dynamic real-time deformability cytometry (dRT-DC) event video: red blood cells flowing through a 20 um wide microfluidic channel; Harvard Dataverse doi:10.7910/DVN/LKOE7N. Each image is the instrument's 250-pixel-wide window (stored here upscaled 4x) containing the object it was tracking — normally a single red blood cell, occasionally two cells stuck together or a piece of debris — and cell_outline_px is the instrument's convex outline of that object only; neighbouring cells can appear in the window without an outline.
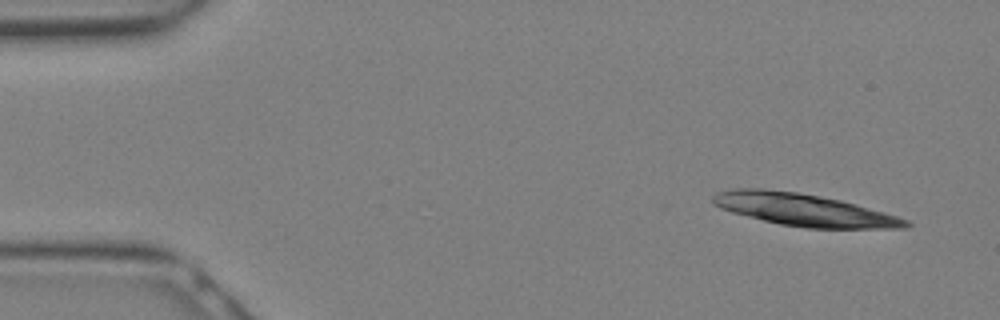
{"species": "Egyptian fruit bat (a non-hibernating species)", "species_latin": "Rousettus aegyptiacus", "temperature_condition": "warm", "stored_images_in_passage": 11, "camera_frame_rate_fps": 3000, "um_per_image_px": 0.085, "animal": {"sex": "female"}, "frame": {"image": 1, "passage_image": 1, "time_ms": 0.0, "image_size_px": [1000, 320], "cell_outline_px": [[912, 224], [904, 228], [808, 228], [780, 224], [732, 212], [720, 208], [712, 204], [712, 196], [716, 192], [732, 188], [764, 188], [796, 192], [820, 196], [840, 200], [856, 204], [884, 212], [908, 220]], "centroid_in_image_um": [68.28, 17.82], "position_along_channel_um": 16.7, "area_um2": 36.13}}
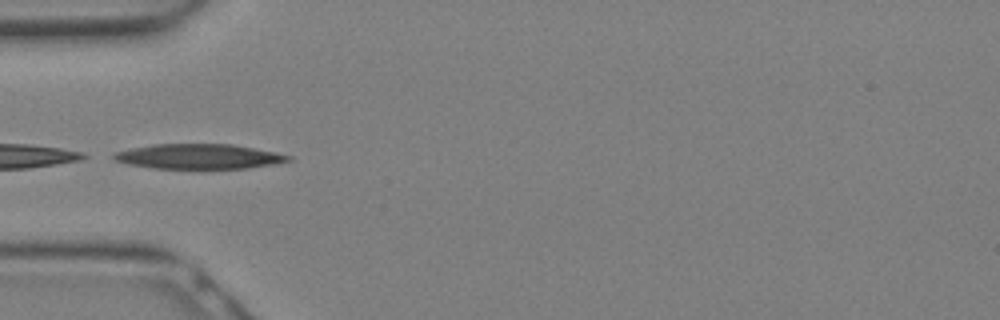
{"frame": {"image": 2, "passage_image": 8, "time_ms": 2.333, "image_size_px": [1000, 320], "cell_outline_px": [[292, 160], [272, 164], [248, 168], [152, 168], [128, 164], [116, 160], [112, 156], [112, 152], [152, 144], [232, 144], [276, 152], [292, 156]], "centroid_in_image_um": [16.89, 13.29], "position_along_channel_um": 68.1, "area_um2": 25.26}}
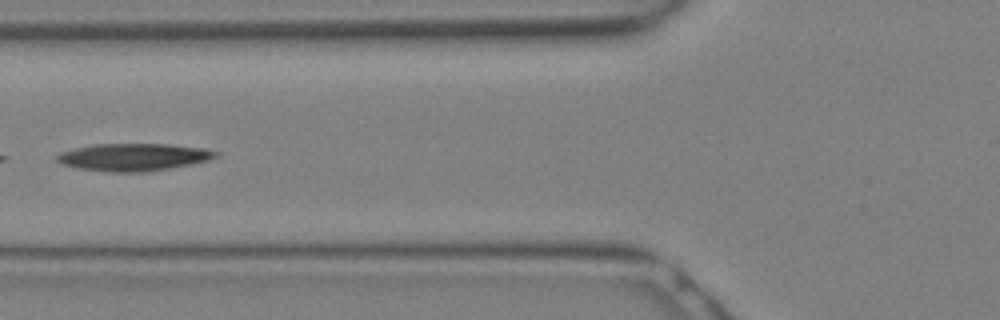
{"frame": {"image": 3, "passage_image": 10, "time_ms": 3.0, "image_size_px": [1000, 320], "cell_outline_px": [[220, 156], [208, 160], [168, 168], [144, 172], [112, 172], [80, 168], [64, 164], [56, 160], [56, 156], [60, 152], [92, 144], [168, 144], [204, 148], [220, 152]], "centroid_in_image_um": [11.38, 13.34], "position_along_channel_um": 114.4, "area_um2": 25.14}}